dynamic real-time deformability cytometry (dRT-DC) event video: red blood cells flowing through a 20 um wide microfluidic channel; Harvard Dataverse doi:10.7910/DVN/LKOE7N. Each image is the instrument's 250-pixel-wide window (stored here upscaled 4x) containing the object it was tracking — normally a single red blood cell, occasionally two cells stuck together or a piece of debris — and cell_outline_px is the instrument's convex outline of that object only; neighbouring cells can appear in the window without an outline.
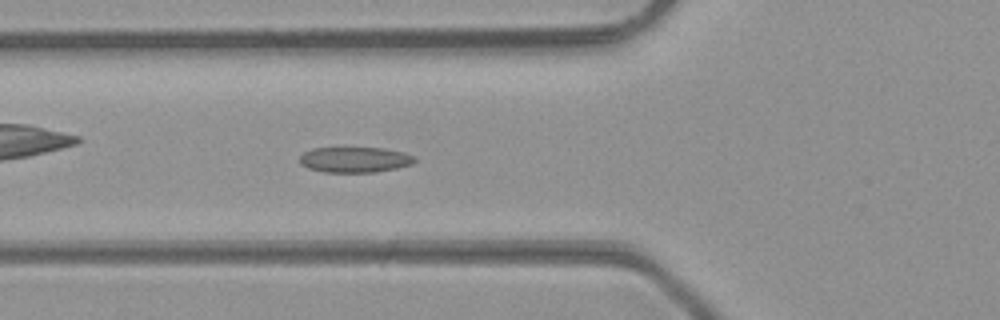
{"species": "common noctule bat (a hibernating species)", "species_latin": "Nyctalus noctula", "temperature_condition": "room temperature", "stored_images_in_passage": 39, "camera_frame_rate_fps": 3000, "um_per_image_px": 0.085, "animal": {"sex": "male", "body_mass_g": 23.1, "forearm_length_mm": 52.7}, "frame": {"image": 1, "passage_image": 9, "time_ms": 2.667, "image_size_px": [1000, 320], "cell_outline_px": [[416, 160], [412, 164], [396, 168], [376, 172], [324, 172], [308, 168], [300, 164], [300, 156], [304, 152], [312, 148], [384, 148], [404, 152], [416, 156]], "centroid_in_image_um": [30.17, 13.57], "position_along_channel_um": 95.6, "area_um2": 17.17}}
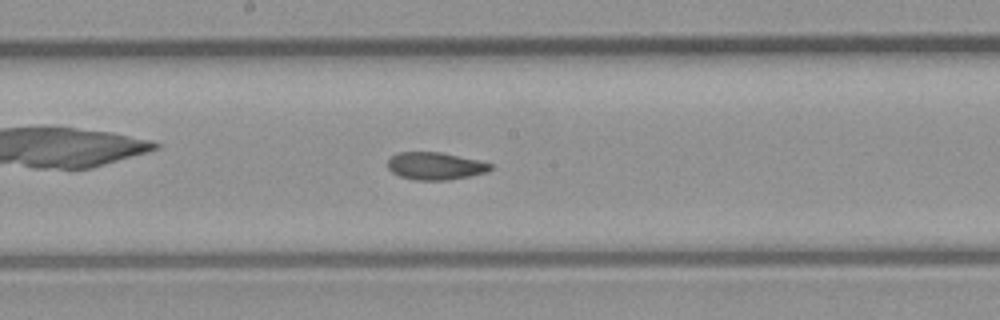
{"frame": {"image": 2, "passage_image": 17, "time_ms": 5.333, "image_size_px": [1000, 320], "cell_outline_px": [[492, 168], [488, 172], [472, 176], [448, 180], [412, 180], [400, 176], [392, 172], [388, 168], [388, 160], [392, 156], [400, 152], [440, 152], [476, 160], [492, 164]], "centroid_in_image_um": [37.0, 14.12], "position_along_channel_um": 211.2, "area_um2": 16.42}}
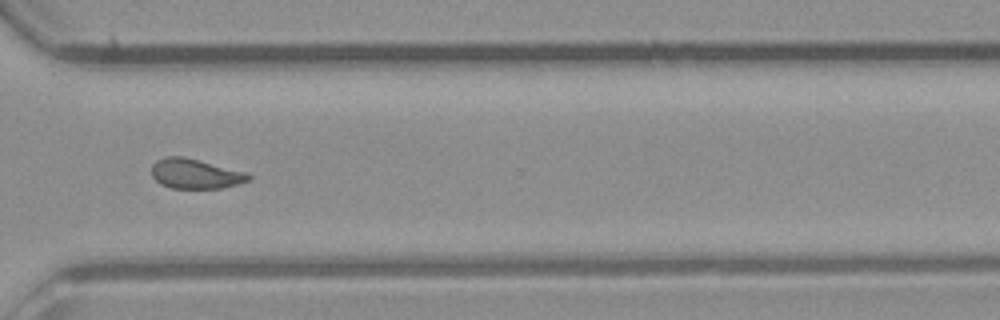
{"frame": {"image": 3, "passage_image": 27, "time_ms": 8.667, "image_size_px": [1000, 320], "cell_outline_px": [[252, 176], [248, 180], [236, 184], [220, 188], [172, 188], [160, 184], [152, 176], [152, 164], [156, 160], [164, 156], [180, 156], [248, 172]], "centroid_in_image_um": [16.58, 14.76], "position_along_channel_um": 354.0, "area_um2": 16.7}, "authors_computed_cell_mechanics": {"area_um2": 16.9354, "velocity_mm_per_s": 4.3008, "shape_relaxation_time_tau1_ms": 10.1693, "shape_relaxation_time_tau2_ms": 1.9782, "deformation_change_tau1": 0.1968, "deformation_change_tau2": 0.0701}}